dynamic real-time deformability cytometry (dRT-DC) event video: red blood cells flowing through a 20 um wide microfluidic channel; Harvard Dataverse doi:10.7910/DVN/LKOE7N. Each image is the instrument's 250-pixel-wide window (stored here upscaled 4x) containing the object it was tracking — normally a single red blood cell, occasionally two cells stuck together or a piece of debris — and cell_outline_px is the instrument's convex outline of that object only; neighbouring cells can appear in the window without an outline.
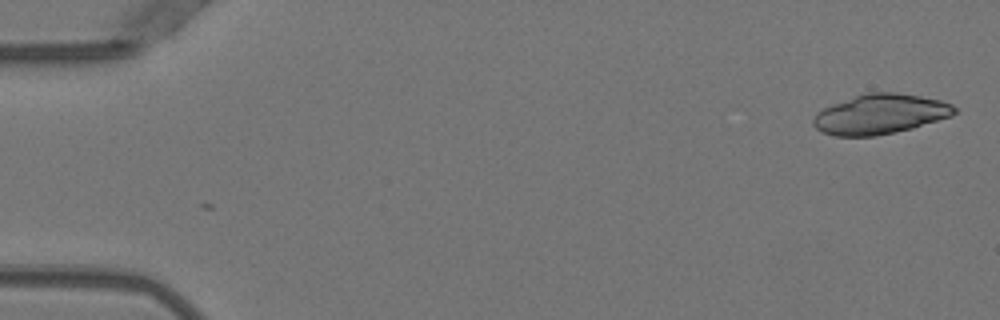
{"species": "Egyptian fruit bat (a non-hibernating species)", "species_latin": "Rousettus aegyptiacus", "temperature_condition": "warm", "stored_images_in_passage": 2, "camera_frame_rate_fps": 3000, "um_per_image_px": 0.085, "animal": {"sex": "female"}, "frame": {"image": 1, "passage_image": 2, "time_ms": 0.333, "image_size_px": [1000, 320], "cell_outline_px": [[956, 112], [948, 116], [912, 128], [876, 136], [836, 136], [824, 132], [816, 128], [812, 124], [812, 120], [816, 112], [832, 104], [868, 92], [896, 92], [920, 96], [940, 100], [952, 104], [956, 108]], "centroid_in_image_um": [74.78, 9.7], "position_along_channel_um": 10.2, "area_um2": 32.43}}